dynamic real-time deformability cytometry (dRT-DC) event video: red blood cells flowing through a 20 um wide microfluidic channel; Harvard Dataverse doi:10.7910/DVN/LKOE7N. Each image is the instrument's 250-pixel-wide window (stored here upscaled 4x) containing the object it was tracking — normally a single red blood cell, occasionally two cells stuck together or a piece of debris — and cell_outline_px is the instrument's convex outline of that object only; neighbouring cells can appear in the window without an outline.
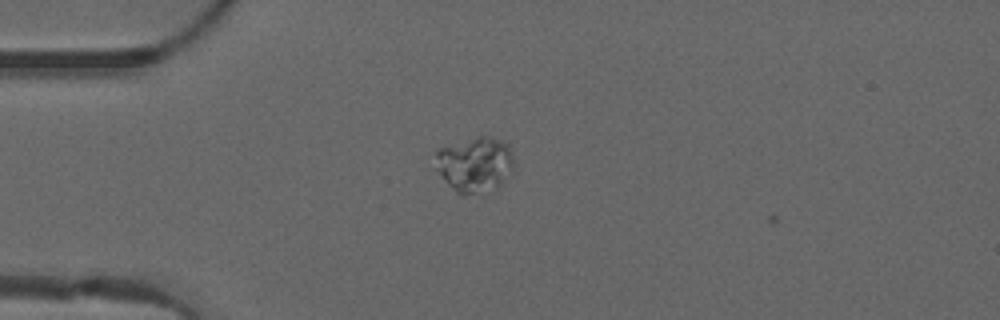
{"species": "common noctule bat (a hibernating species)", "species_latin": "Nyctalus noctula", "temperature_condition": "warm", "stored_images_in_passage": 3, "camera_frame_rate_fps": 3000, "um_per_image_px": 0.085, "animal": {"sex": "male", "forearm_length_mm": 52.5}, "frame": {"image": 1, "passage_image": 2, "time_ms": 0.333, "image_size_px": [1000, 320], "cell_outline_px": [[516, 164], [500, 184], [496, 188], [460, 196], [448, 184], [436, 168], [436, 152], [440, 148], [480, 136], [488, 136], [500, 140], [508, 144], [512, 152]], "centroid_in_image_um": [40.39, 13.97], "position_along_channel_um": 44.6, "area_um2": 24.91}}